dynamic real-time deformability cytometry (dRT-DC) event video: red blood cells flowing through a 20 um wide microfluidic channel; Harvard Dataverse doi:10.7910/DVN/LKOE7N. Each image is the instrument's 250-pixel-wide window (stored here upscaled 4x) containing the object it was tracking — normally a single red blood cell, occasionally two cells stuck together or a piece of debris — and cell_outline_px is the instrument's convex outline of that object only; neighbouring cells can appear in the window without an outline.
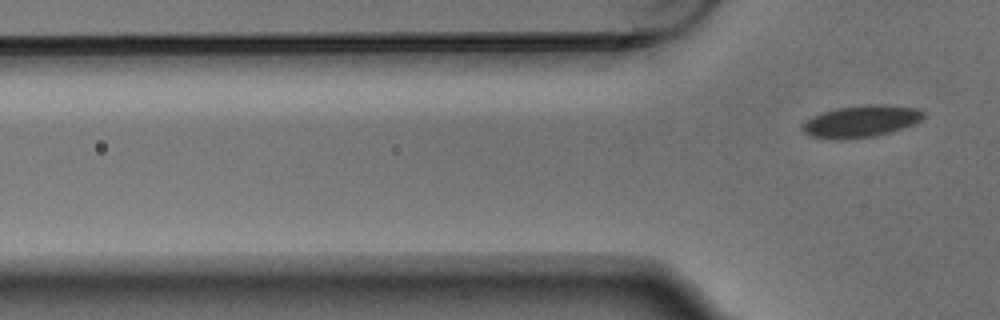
{"species": "Egyptian fruit bat (a non-hibernating species)", "species_latin": "Rousettus aegyptiacus", "temperature_condition": "warm", "stored_images_in_passage": 6, "camera_frame_rate_fps": 3000, "um_per_image_px": 0.085, "animal": {"sex": "male"}, "frame": {"image": 1, "passage_image": 6, "time_ms": 1.667, "image_size_px": [1000, 320], "cell_outline_px": [[924, 116], [920, 120], [904, 128], [872, 136], [812, 136], [804, 132], [800, 128], [800, 124], [812, 116], [836, 108], [868, 104], [880, 104], [916, 108], [924, 112]], "centroid_in_image_um": [73.21, 10.25], "position_along_channel_um": 52.6, "area_um2": 21.44}}